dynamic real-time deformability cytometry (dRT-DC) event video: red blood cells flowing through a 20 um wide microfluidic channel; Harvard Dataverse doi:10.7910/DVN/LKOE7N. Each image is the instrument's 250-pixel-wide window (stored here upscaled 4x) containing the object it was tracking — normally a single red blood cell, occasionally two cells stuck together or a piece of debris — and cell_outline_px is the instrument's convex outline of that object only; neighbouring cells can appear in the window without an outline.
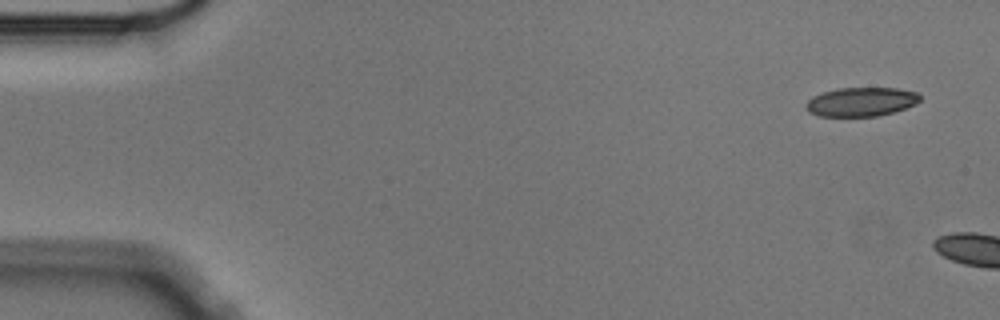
{"species": "Egyptian fruit bat (a non-hibernating species)", "species_latin": "Rousettus aegyptiacus", "temperature_condition": "cold", "stored_images_in_passage": 2, "camera_frame_rate_fps": 3000, "um_per_image_px": 0.085, "animal": {"sex": "male"}, "frame": {"image": 1, "passage_image": 1, "time_ms": 0.0, "image_size_px": [1000, 320], "cell_outline_px": [[920, 100], [916, 104], [892, 112], [876, 116], [820, 116], [808, 112], [804, 108], [804, 104], [812, 96], [836, 88], [896, 88], [916, 92], [920, 96]], "centroid_in_image_um": [73.15, 8.65], "position_along_channel_um": 11.9, "area_um2": 19.25}}